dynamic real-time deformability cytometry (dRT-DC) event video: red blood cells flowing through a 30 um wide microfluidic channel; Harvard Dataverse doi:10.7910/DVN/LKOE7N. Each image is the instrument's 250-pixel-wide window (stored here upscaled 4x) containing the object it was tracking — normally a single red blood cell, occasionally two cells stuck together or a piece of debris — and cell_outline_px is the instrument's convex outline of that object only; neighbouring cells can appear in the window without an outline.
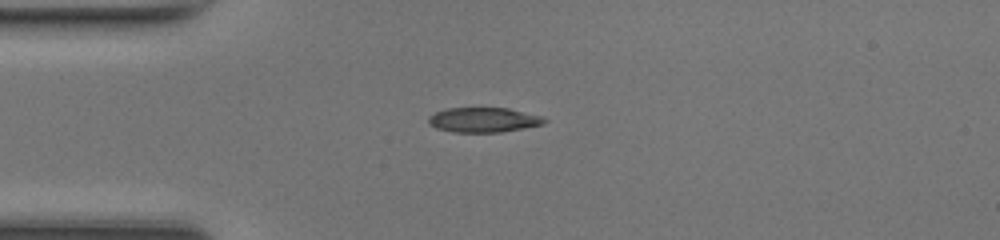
{"species": "common noctule bat (a hibernating species)", "species_latin": "Nyctalus noctula", "temperature_condition": "room temperature", "stored_images_in_passage": 31, "camera_frame_rate_fps": 3000, "um_per_image_px": 0.085, "animal": {"sex": "female", "body_mass_g": 17.0, "forearm_length_mm": 48.0}, "frame": {"image": 1, "passage_image": 1, "time_ms": 0.0, "image_size_px": [1000, 240], "cell_outline_px": [[548, 120], [544, 124], [524, 128], [500, 132], [452, 132], [436, 128], [428, 124], [428, 116], [436, 112], [448, 108], [508, 108], [544, 116]], "centroid_in_image_um": [41.12, 10.19], "position_along_channel_um": 43.9, "area_um2": 16.88}}
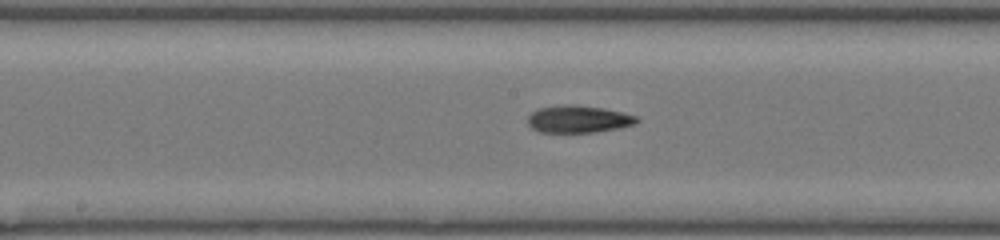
{"frame": {"image": 2, "passage_image": 13, "time_ms": 4.0, "image_size_px": [1000, 240], "cell_outline_px": [[640, 120], [636, 124], [620, 128], [596, 132], [540, 132], [532, 128], [528, 124], [528, 116], [532, 112], [540, 108], [564, 104], [576, 104], [604, 108], [636, 116]], "centroid_in_image_um": [49.18, 10.12], "position_along_channel_um": 199.0, "area_um2": 17.4}}
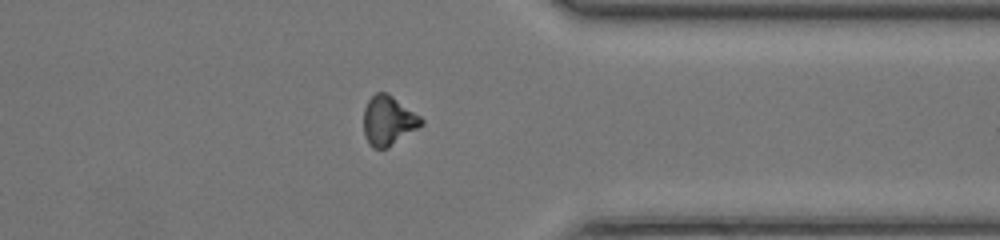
{"frame": {"image": 3, "passage_image": 26, "time_ms": 8.333, "image_size_px": [1000, 240], "cell_outline_px": [[424, 124], [388, 148], [372, 148], [368, 144], [364, 136], [364, 108], [368, 100], [376, 92], [384, 92], [392, 96], [420, 116], [424, 120]], "centroid_in_image_um": [32.99, 10.27], "position_along_channel_um": 378.4, "area_um2": 16.59}, "authors_computed_cell_mechanics": {"area_um2": 16.762, "velocity_mm_per_s": 4.3454, "shape_relaxation_time_tau1_ms": null, "shape_relaxation_time_tau2_ms": 9.6441, "deformation_change_tau1": null, "deformation_change_tau2": 0.1844}}